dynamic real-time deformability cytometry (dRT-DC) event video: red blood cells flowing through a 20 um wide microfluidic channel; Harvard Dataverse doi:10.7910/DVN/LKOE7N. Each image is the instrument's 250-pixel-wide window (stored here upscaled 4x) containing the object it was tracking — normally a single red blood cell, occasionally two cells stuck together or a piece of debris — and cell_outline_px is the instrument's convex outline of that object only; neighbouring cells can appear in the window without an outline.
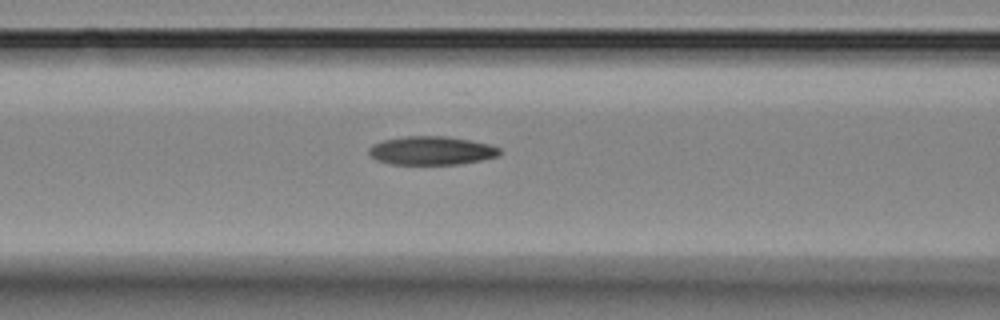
{"species": "Egyptian fruit bat (a non-hibernating species)", "species_latin": "Rousettus aegyptiacus", "temperature_condition": "room temperature", "stored_images_in_passage": 8, "segment_of_instrument_passage": [2, 2], "camera_frame_rate_fps": 3000, "um_per_image_px": 0.085, "animal": {"sex": "female"}, "frame": {"image": 1, "passage_image": 8, "time_ms": 8.333, "image_size_px": [1000, 320], "cell_outline_px": [[500, 152], [496, 156], [480, 160], [460, 164], [392, 164], [376, 160], [368, 152], [368, 148], [372, 144], [384, 140], [404, 136], [444, 136], [468, 140], [488, 144], [500, 148]], "centroid_in_image_um": [36.63, 12.8], "position_along_channel_um": 130.0, "area_um2": 21.56}}